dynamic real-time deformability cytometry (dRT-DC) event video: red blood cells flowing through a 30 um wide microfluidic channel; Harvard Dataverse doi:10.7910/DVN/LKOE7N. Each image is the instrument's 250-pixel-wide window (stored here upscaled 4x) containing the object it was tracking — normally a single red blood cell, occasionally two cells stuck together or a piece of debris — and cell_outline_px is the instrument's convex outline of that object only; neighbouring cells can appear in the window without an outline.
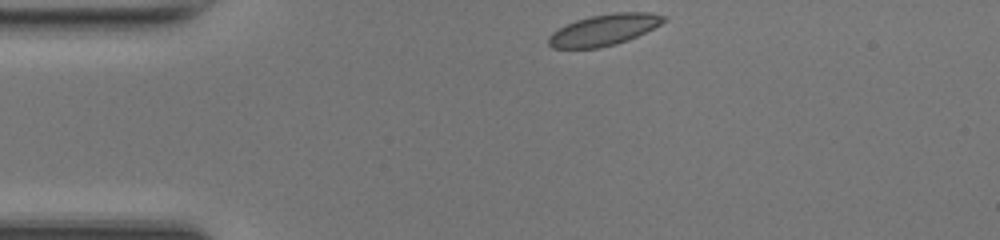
{"species": "common noctule bat (a hibernating species)", "species_latin": "Nyctalus noctula", "temperature_condition": "room temperature", "stored_images_in_passage": 33, "camera_frame_rate_fps": 3000, "um_per_image_px": 0.085, "animal": {"sex": "female", "body_mass_g": 17.0, "forearm_length_mm": 48.0}, "frame": {"image": 1, "passage_image": 1, "time_ms": 0.0, "image_size_px": [1000, 240], "cell_outline_px": [[668, 20], [628, 40], [616, 44], [600, 48], [552, 48], [548, 44], [548, 36], [552, 32], [576, 20], [592, 16], [612, 12], [652, 12], [668, 16]], "centroid_in_image_um": [51.37, 2.53], "position_along_channel_um": 33.6, "area_um2": 20.92}}
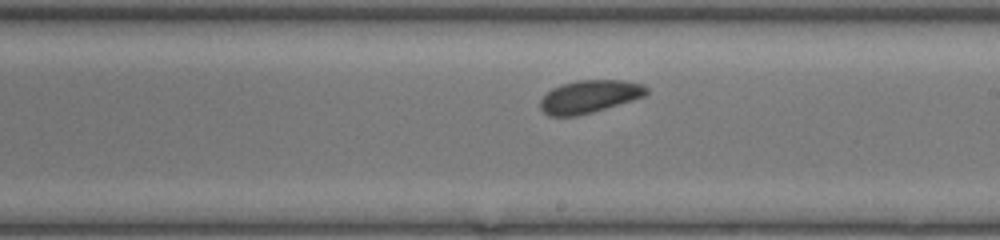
{"frame": {"image": 2, "passage_image": 19, "time_ms": 6.0, "image_size_px": [1000, 240], "cell_outline_px": [[648, 92], [644, 96], [592, 112], [576, 116], [548, 116], [540, 108], [540, 100], [552, 88], [564, 84], [580, 80], [624, 80], [644, 84], [648, 88]], "centroid_in_image_um": [50.1, 8.2], "position_along_channel_um": 238.9, "area_um2": 20.06}}
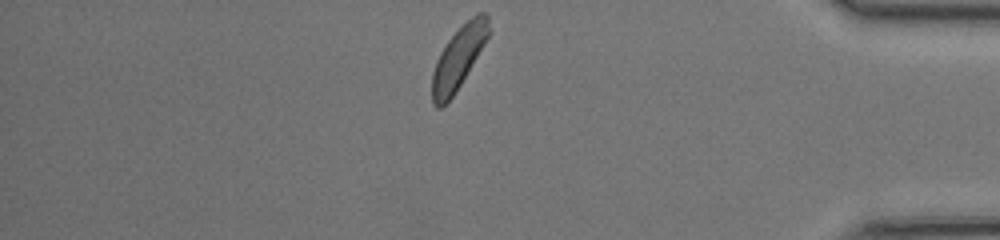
{"frame": {"image": 3, "passage_image": 33, "time_ms": 10.667, "image_size_px": [1000, 240], "cell_outline_px": [[492, 32], [456, 92], [440, 108], [436, 108], [432, 104], [432, 72], [436, 60], [440, 52], [448, 40], [476, 12], [484, 12], [488, 16]], "centroid_in_image_um": [39.0, 4.9], "position_along_channel_um": 396.2, "area_um2": 20.63}, "authors_computed_cell_mechanics": {"area_um2": 20.9236, "velocity_mm_per_s": 4.1455, "shape_relaxation_time_tau1_ms": 0.9851, "shape_relaxation_time_tau2_ms": null, "deformation_change_tau1": 0.0599, "deformation_change_tau2": null}}